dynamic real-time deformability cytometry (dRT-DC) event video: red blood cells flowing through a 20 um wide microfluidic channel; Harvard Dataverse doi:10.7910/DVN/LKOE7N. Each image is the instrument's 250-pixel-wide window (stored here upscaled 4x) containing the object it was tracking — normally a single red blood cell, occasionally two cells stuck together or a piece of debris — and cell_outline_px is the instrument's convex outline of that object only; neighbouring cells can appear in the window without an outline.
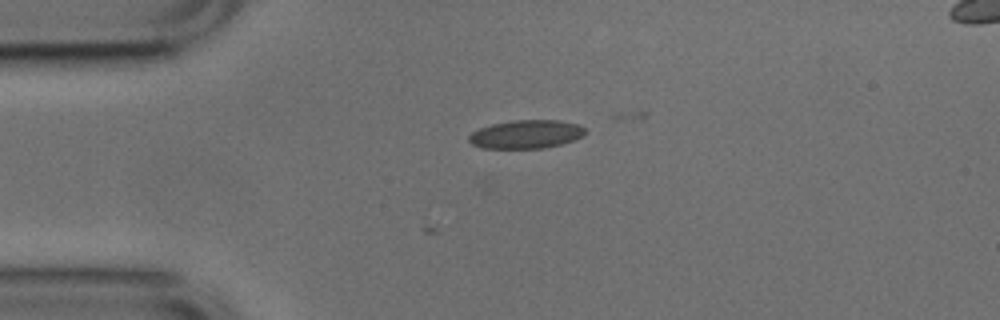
{"species": "common noctule bat (a hibernating species)", "species_latin": "Nyctalus noctula", "temperature_condition": "cold", "stored_images_in_passage": 3, "camera_frame_rate_fps": 3000, "um_per_image_px": 0.085, "animal": {"sex": "male", "body_mass_g": 17.9, "forearm_length_mm": 54.2}, "frame": {"image": 1, "passage_image": 3, "time_ms": 0.667, "image_size_px": [1000, 320], "cell_outline_px": [[584, 136], [560, 144], [544, 148], [484, 148], [472, 144], [468, 140], [468, 136], [472, 132], [480, 128], [492, 124], [512, 120], [560, 120], [580, 124], [584, 128]], "centroid_in_image_um": [44.72, 11.4], "position_along_channel_um": 40.3, "area_um2": 19.25}}